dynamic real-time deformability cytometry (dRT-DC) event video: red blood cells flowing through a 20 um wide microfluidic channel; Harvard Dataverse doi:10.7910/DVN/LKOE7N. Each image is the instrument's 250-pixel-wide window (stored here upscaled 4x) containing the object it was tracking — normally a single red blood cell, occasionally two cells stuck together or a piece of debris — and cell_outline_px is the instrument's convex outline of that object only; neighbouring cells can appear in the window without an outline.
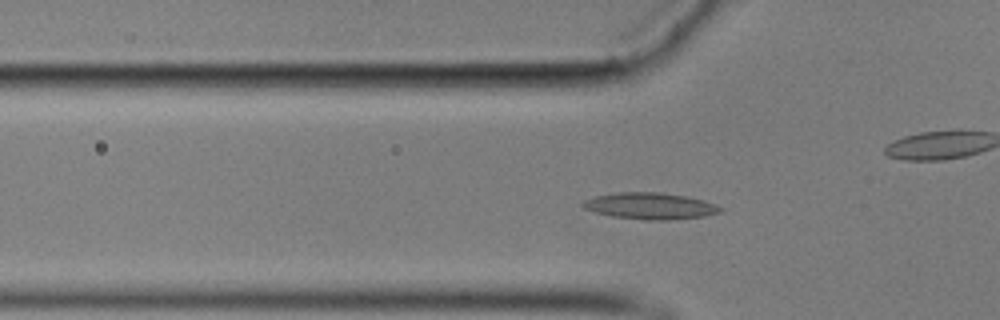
{"species": "common noctule bat (a hibernating species)", "species_latin": "Nyctalus noctula", "temperature_condition": "cold", "stored_images_in_passage": 49, "camera_frame_rate_fps": 3000, "um_per_image_px": 0.085, "animal": {"sex": "male", "body_mass_g": 17.9}, "frame": {"image": 1, "passage_image": 10, "time_ms": 3.0, "image_size_px": [1000, 320], "cell_outline_px": [[724, 208], [720, 212], [704, 216], [668, 220], [648, 220], [612, 216], [596, 212], [584, 208], [580, 204], [584, 200], [596, 196], [620, 192], [660, 192], [684, 196], [700, 200]], "centroid_in_image_um": [55.23, 17.51], "position_along_channel_um": 70.6, "area_um2": 20.87}}
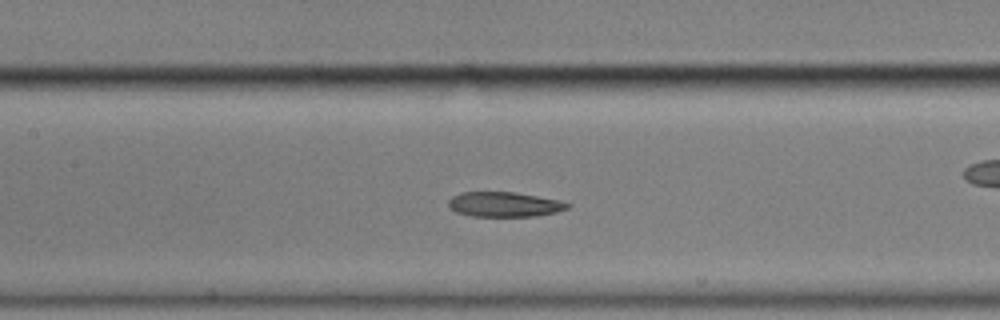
{"frame": {"image": 2, "passage_image": 18, "time_ms": 5.667, "image_size_px": [1000, 320], "cell_outline_px": [[572, 204], [568, 208], [556, 212], [536, 216], [468, 216], [456, 212], [448, 204], [448, 200], [452, 196], [460, 192], [516, 192], [560, 200]], "centroid_in_image_um": [42.87, 17.37], "position_along_channel_um": 164.5, "area_um2": 17.34}}
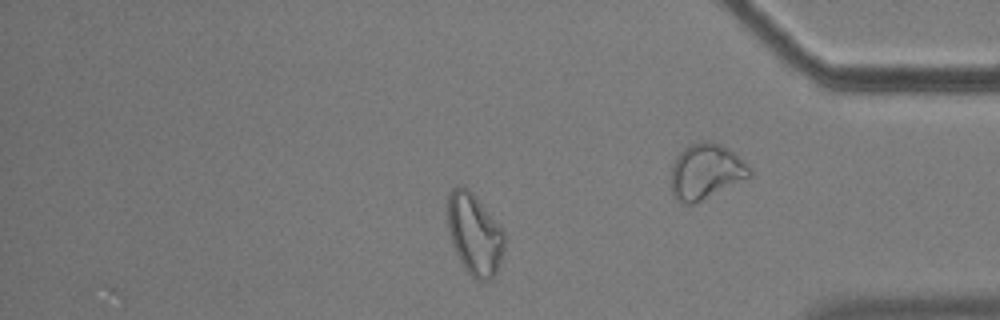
{"frame": {"image": 3, "passage_image": 40, "time_ms": 13.0, "image_size_px": [1000, 320], "cell_outline_px": [[504, 248], [496, 272], [492, 280], [476, 280], [468, 272], [460, 260], [452, 244], [448, 228], [448, 196], [452, 188], [460, 184], [468, 188], [472, 192], [504, 232]], "centroid_in_image_um": [40.32, 19.9], "position_along_channel_um": 394.9, "area_um2": 26.53}, "authors_computed_cell_mechanics": {"area_um2": 18.7272, "velocity_mm_per_s": 3.5074, "shape_relaxation_time_tau1_ms": null, "shape_relaxation_time_tau2_ms": 5.9682, "deformation_change_tau1": null, "deformation_change_tau2": 0.139}}